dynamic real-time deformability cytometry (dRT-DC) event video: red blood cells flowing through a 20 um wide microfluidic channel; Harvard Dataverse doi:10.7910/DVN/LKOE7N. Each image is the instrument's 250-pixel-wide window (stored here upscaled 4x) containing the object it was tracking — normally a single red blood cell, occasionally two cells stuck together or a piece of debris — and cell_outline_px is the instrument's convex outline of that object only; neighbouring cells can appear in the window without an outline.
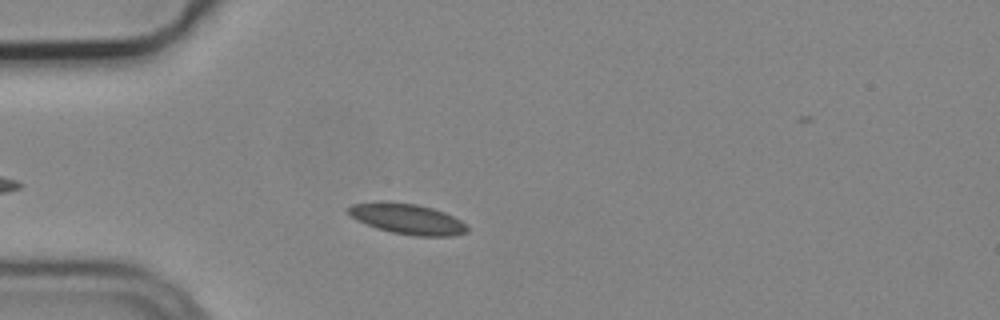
{"species": "common noctule bat (a hibernating species)", "species_latin": "Nyctalus noctula", "temperature_condition": "cold", "stored_images_in_passage": 7, "camera_frame_rate_fps": 3000, "um_per_image_px": 0.085, "animal": {"sex": "male", "body_mass_g": 19.2, "forearm_length_mm": 51.8}, "frame": {"image": 1, "passage_image": 3, "time_ms": 0.667, "image_size_px": [1000, 320], "cell_outline_px": [[468, 232], [452, 236], [416, 236], [392, 232], [376, 228], [356, 220], [348, 212], [348, 208], [352, 204], [376, 200], [388, 200], [416, 204], [432, 208], [444, 212], [460, 220], [468, 228]], "centroid_in_image_um": [34.58, 18.58], "position_along_channel_um": 50.4, "area_um2": 21.33}}
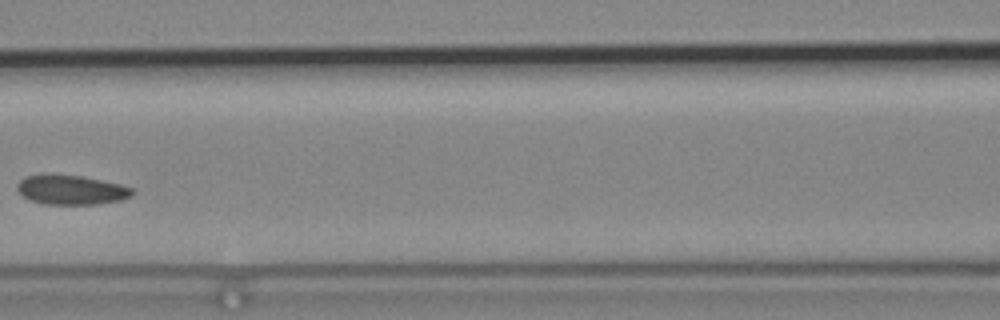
{"frame": {"image": 2, "passage_image": 6, "time_ms": 1.667, "image_size_px": [1000, 320], "cell_outline_px": [[132, 196], [120, 200], [96, 204], [44, 204], [32, 200], [24, 196], [16, 188], [16, 184], [24, 176], [40, 172], [48, 172], [80, 176], [120, 184], [132, 188]], "centroid_in_image_um": [5.98, 16.1], "position_along_channel_um": 160.6, "area_um2": 20.06}}
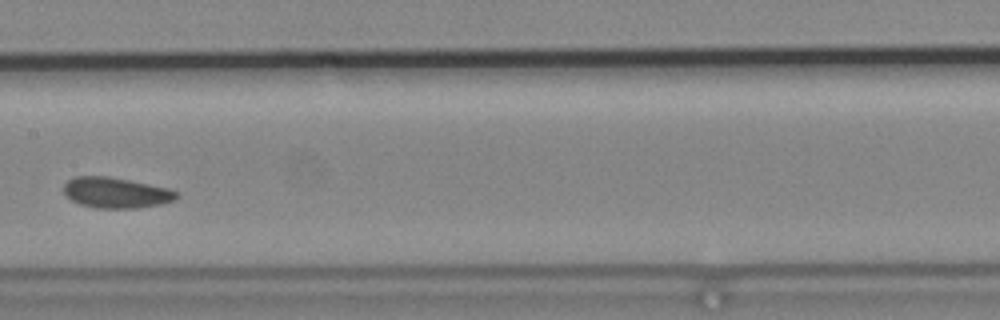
{"frame": {"image": 3, "passage_image": 7, "time_ms": 2.0, "image_size_px": [1000, 320], "cell_outline_px": [[180, 192], [172, 200], [160, 204], [136, 208], [96, 208], [80, 204], [72, 200], [64, 192], [64, 184], [68, 180], [76, 176], [108, 176], [168, 188]], "centroid_in_image_um": [9.84, 16.37], "position_along_channel_um": 197.6, "area_um2": 19.88}}